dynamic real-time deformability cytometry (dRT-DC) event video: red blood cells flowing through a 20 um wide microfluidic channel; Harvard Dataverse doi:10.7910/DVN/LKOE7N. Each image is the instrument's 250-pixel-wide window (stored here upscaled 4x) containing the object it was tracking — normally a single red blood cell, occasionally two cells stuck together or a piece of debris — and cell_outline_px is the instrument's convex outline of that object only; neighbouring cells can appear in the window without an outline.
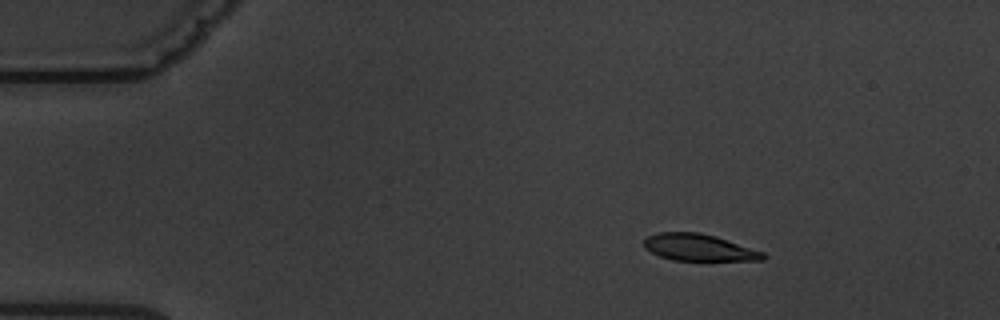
{"species": "common noctule bat (a hibernating species)", "species_latin": "Nyctalus noctula", "temperature_condition": "warm", "stored_images_in_passage": 5, "camera_frame_rate_fps": 3000, "um_per_image_px": 0.085, "animal": {"sex": "male", "body_mass_g": 19.5, "forearm_length_mm": 54.6}, "frame": {"image": 1, "passage_image": 3, "time_ms": 2.0, "image_size_px": [1000, 320], "cell_outline_px": [[768, 256], [764, 260], [672, 260], [660, 256], [644, 248], [644, 240], [648, 236], [656, 232], [700, 232], [716, 236], [764, 252]], "centroid_in_image_um": [59.41, 21.03], "position_along_channel_um": 25.6, "area_um2": 18.61}}